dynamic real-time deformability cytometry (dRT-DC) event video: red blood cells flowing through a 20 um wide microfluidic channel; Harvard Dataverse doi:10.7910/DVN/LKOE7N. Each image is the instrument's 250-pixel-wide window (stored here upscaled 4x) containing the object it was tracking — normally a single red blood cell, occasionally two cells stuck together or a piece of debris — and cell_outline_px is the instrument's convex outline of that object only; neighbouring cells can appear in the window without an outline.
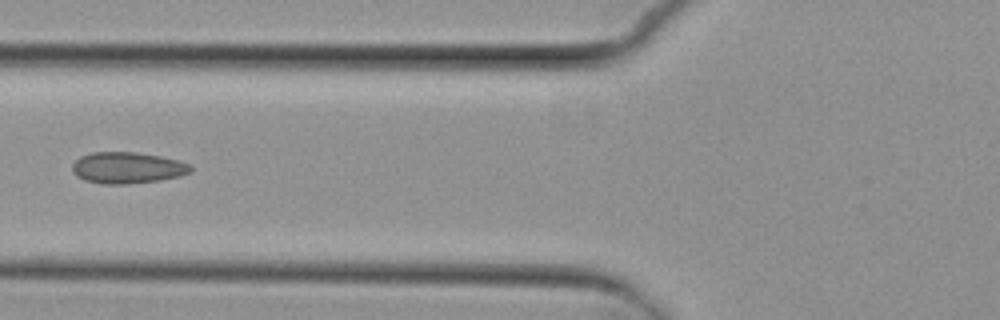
{"species": "common noctule bat (a hibernating species)", "species_latin": "Nyctalus noctula", "temperature_condition": "cold", "stored_images_in_passage": 2, "camera_frame_rate_fps": 3000, "um_per_image_px": 0.085, "animal": {"sex": "female", "body_mass_g": 29.2, "forearm_length_mm": 56.3}, "frame": {"image": 1, "passage_image": 2, "time_ms": 1.0, "image_size_px": [1000, 320], "cell_outline_px": [[192, 172], [180, 176], [160, 180], [128, 184], [100, 184], [84, 180], [76, 176], [72, 172], [72, 164], [80, 156], [92, 152], [136, 152], [160, 156], [176, 160], [188, 164], [192, 168]], "centroid_in_image_um": [10.79, 14.27], "position_along_channel_um": 115.0, "area_um2": 21.73}}